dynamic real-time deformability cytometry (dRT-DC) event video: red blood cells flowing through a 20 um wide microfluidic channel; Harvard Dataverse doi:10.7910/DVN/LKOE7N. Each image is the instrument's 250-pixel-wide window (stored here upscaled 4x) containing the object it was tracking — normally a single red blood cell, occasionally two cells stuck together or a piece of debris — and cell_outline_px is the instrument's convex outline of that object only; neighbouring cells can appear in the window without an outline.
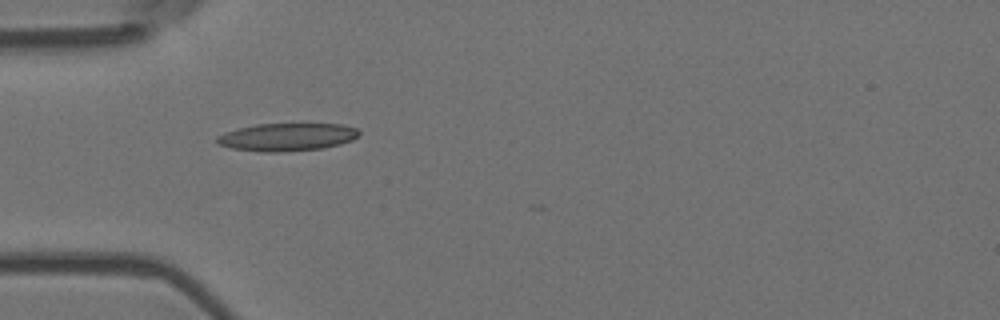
{"species": "Egyptian fruit bat (a non-hibernating species)", "species_latin": "Rousettus aegyptiacus", "temperature_condition": "room temperature", "stored_images_in_passage": 5, "camera_frame_rate_fps": 3000, "um_per_image_px": 0.085, "animal": {"sex": "female"}, "frame": {"image": 1, "passage_image": 4, "time_ms": 1.0, "image_size_px": [1000, 320], "cell_outline_px": [[360, 136], [352, 140], [340, 144], [324, 148], [280, 152], [260, 152], [232, 148], [220, 144], [216, 140], [216, 136], [240, 128], [256, 124], [308, 120], [340, 124], [356, 128], [360, 132]], "centroid_in_image_um": [24.5, 11.59], "position_along_channel_um": 60.5, "area_um2": 24.1}}